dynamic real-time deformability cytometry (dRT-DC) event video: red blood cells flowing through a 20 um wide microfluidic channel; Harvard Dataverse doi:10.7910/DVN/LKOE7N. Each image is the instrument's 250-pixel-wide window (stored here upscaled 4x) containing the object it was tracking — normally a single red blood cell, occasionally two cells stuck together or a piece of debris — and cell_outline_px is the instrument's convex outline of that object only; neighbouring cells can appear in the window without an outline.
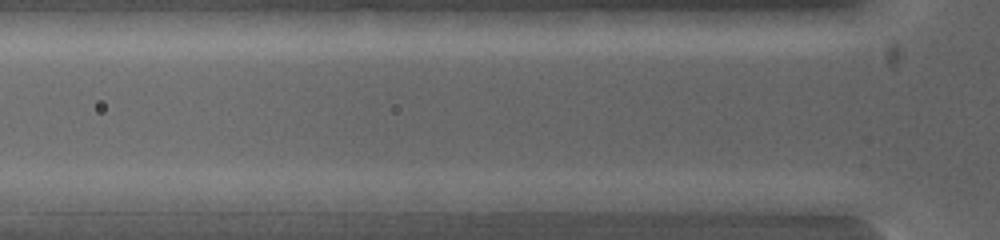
{"species": "common noctule bat (a hibernating species)", "species_latin": "Nyctalus noctula", "temperature_condition": "warm", "stored_images_in_passage": 5, "camera_frame_rate_fps": 5000, "um_per_image_px": 0.085, "animal": {"sex": "female", "body_mass_g": 19.0, "forearm_length_mm": 53.3}, "frame": {"image": 1, "passage_image": 4, "time_ms": 0.6, "image_size_px": [1000, 240], "cell_outline_px": [[600, 200], [576, 212], [504, 212], [492, 200], [536, 192], [568, 192]], "centroid_in_image_um": [46.32, 17.22], "position_along_channel_um": 79.5, "area_um2": 11.85}}